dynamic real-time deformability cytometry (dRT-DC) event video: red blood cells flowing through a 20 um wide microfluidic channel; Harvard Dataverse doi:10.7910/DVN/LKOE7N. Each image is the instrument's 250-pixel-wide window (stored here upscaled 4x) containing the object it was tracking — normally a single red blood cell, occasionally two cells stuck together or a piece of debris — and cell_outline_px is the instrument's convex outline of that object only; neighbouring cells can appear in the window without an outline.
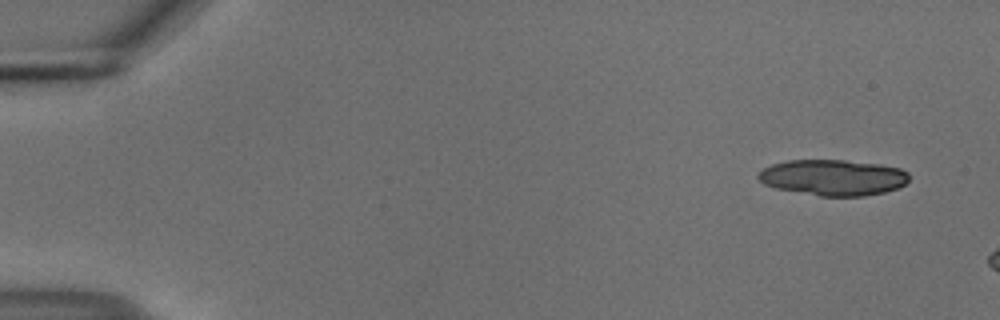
{"species": "common noctule bat (a hibernating species)", "species_latin": "Nyctalus noctula", "temperature_condition": "cold", "stored_images_in_passage": 3, "camera_frame_rate_fps": 3000, "um_per_image_px": 0.085, "animal": {"sex": "male", "body_mass_g": 18.8}, "frame": {"image": 1, "passage_image": 1, "time_ms": 0.0, "image_size_px": [1000, 320], "cell_outline_px": [[908, 180], [900, 188], [884, 192], [864, 196], [820, 196], [776, 188], [764, 184], [756, 176], [764, 168], [772, 164], [788, 160], [844, 160], [880, 164], [900, 168], [908, 172]], "centroid_in_image_um": [70.83, 15.08], "position_along_channel_um": 14.2, "area_um2": 31.56}}